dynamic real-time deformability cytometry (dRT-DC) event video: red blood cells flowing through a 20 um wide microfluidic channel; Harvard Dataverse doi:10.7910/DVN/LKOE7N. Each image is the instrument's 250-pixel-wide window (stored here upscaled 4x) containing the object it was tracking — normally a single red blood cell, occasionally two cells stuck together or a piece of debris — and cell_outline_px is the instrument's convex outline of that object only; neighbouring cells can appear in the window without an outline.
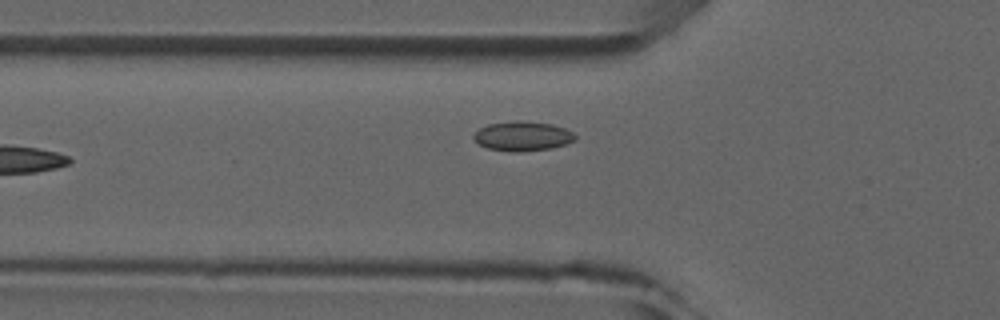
{"species": "common noctule bat (a hibernating species)", "species_latin": "Nyctalus noctula", "temperature_condition": "room temperature", "stored_images_in_passage": 6, "camera_frame_rate_fps": 3000, "um_per_image_px": 0.085, "animal": {"sex": "male", "forearm_length_mm": 52.5}, "frame": {"image": 1, "passage_image": 6, "time_ms": 6.0, "image_size_px": [1000, 320], "cell_outline_px": [[576, 140], [552, 148], [520, 152], [512, 152], [488, 148], [480, 144], [472, 136], [480, 128], [488, 124], [516, 120], [520, 120], [552, 124], [564, 128], [572, 132], [576, 136]], "centroid_in_image_um": [44.43, 11.57], "position_along_channel_um": 81.4, "area_um2": 17.4}}